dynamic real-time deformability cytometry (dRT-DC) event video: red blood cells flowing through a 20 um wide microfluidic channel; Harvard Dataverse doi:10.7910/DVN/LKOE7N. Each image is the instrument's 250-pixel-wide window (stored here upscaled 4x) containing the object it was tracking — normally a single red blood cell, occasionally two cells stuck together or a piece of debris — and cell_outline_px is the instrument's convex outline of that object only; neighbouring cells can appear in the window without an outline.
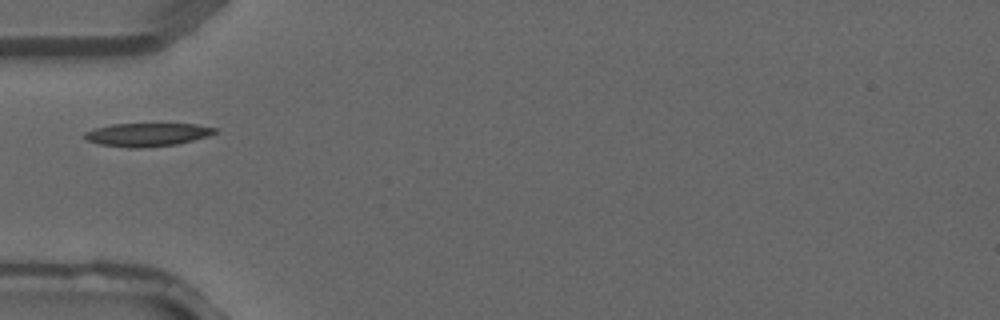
{"species": "common noctule bat (a hibernating species)", "species_latin": "Nyctalus noctula", "temperature_condition": "warm", "stored_images_in_passage": 1, "camera_frame_rate_fps": 3000, "um_per_image_px": 0.085, "animal": {"sex": "male", "forearm_length_mm": 52.5}, "frame": {"image": 1, "passage_image": 1, "time_ms": 0.0, "image_size_px": [1000, 320], "cell_outline_px": [[220, 128], [216, 132], [208, 136], [176, 144], [140, 148], [128, 148], [100, 144], [88, 140], [84, 136], [84, 132], [96, 128], [112, 124], [196, 124]], "centroid_in_image_um": [12.54, 11.44], "position_along_channel_um": 72.5, "area_um2": 17.57}}